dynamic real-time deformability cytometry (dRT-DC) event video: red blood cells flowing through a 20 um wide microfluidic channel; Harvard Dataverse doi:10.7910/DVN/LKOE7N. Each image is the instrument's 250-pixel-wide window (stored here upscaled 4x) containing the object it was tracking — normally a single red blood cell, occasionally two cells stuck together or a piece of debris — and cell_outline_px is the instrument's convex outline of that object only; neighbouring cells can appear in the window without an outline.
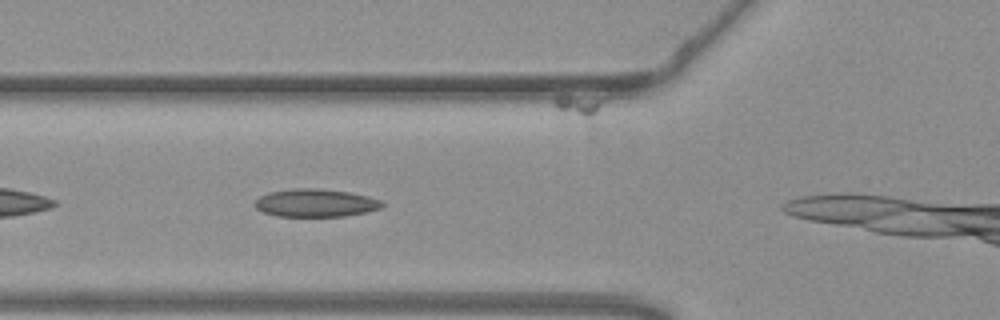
{"species": "common noctule bat (a hibernating species)", "species_latin": "Nyctalus noctula", "temperature_condition": "warm", "stored_images_in_passage": 8, "camera_frame_rate_fps": 3000, "um_per_image_px": 0.085, "animal": {"sex": "female", "body_mass_g": 19.3, "forearm_length_mm": 54.1}, "frame": {"image": 1, "passage_image": 5, "time_ms": 1.333, "image_size_px": [1000, 320], "cell_outline_px": [[384, 204], [380, 208], [368, 212], [344, 216], [276, 216], [264, 212], [256, 208], [256, 200], [260, 196], [268, 192], [292, 188], [316, 188], [348, 192], [368, 196], [380, 200]], "centroid_in_image_um": [26.82, 17.24], "position_along_channel_um": 99.0, "area_um2": 20.63}}